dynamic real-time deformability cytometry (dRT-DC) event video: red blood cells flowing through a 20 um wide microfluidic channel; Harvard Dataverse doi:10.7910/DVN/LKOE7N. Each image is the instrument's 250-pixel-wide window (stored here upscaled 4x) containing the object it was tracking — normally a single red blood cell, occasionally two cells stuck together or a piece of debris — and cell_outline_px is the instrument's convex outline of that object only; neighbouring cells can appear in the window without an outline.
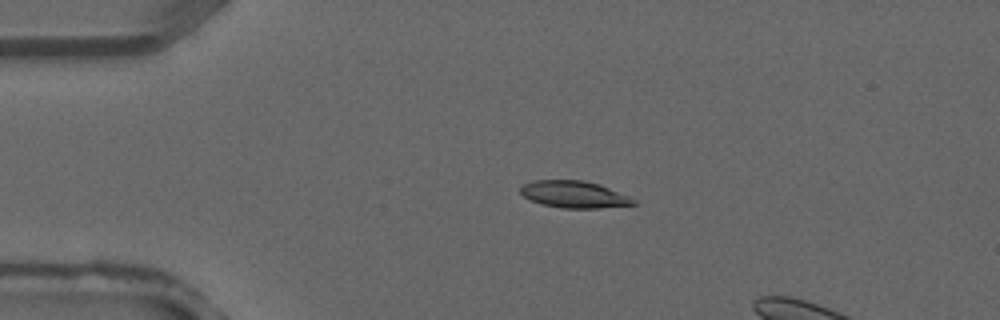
{"species": "common noctule bat (a hibernating species)", "species_latin": "Nyctalus noctula", "temperature_condition": "warm", "stored_images_in_passage": 4, "camera_frame_rate_fps": 3000, "um_per_image_px": 0.085, "animal": {"sex": "male", "forearm_length_mm": 52.5}, "frame": {"image": 1, "passage_image": 2, "time_ms": 0.333, "image_size_px": [1000, 320], "cell_outline_px": [[636, 204], [600, 208], [560, 208], [544, 204], [532, 200], [524, 196], [520, 192], [520, 188], [524, 184], [532, 180], [584, 180], [600, 184], [628, 196], [636, 200]], "centroid_in_image_um": [48.81, 16.52], "position_along_channel_um": 36.2, "area_um2": 17.63}}